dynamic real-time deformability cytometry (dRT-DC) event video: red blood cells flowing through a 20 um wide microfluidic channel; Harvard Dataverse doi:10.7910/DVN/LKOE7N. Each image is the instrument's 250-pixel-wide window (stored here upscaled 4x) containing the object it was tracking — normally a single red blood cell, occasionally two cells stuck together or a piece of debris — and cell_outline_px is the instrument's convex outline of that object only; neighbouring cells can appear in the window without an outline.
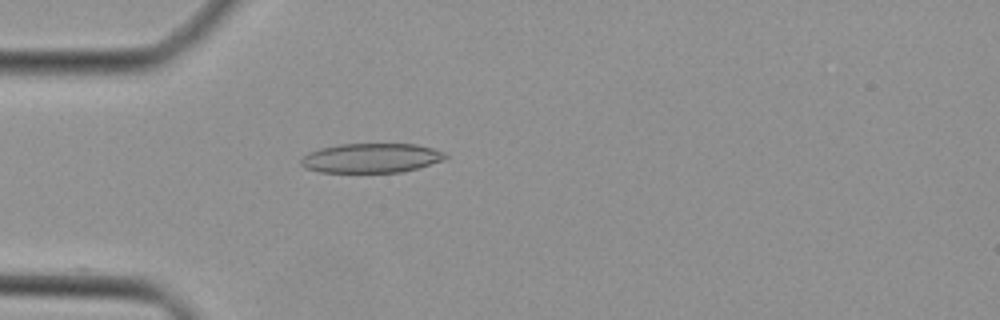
{"species": "Egyptian fruit bat (a non-hibernating species)", "species_latin": "Rousettus aegyptiacus", "temperature_condition": "cold", "stored_images_in_passage": 33, "camera_frame_rate_fps": 3000, "um_per_image_px": 0.085, "animal": {"sex": "female"}, "frame": {"image": 1, "passage_image": 1, "time_ms": 0.0, "image_size_px": [1000, 320], "cell_outline_px": [[448, 156], [444, 160], [416, 168], [400, 172], [320, 172], [304, 168], [300, 164], [300, 160], [308, 152], [320, 148], [340, 144], [416, 144], [432, 148], [444, 152]], "centroid_in_image_um": [31.52, 13.43], "position_along_channel_um": 53.5, "area_um2": 24.74}}
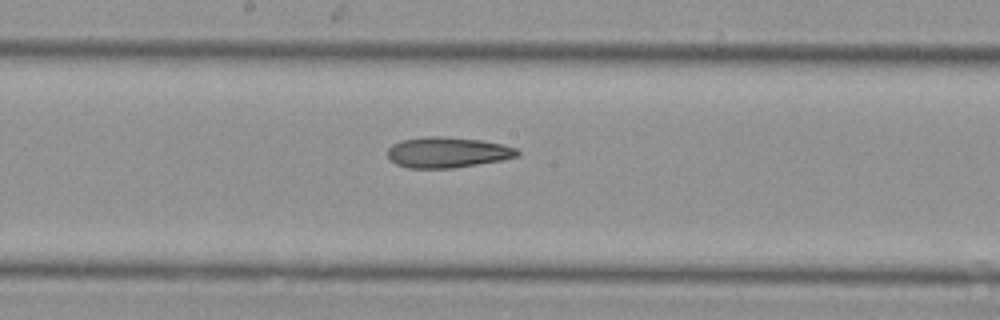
{"frame": {"image": 2, "passage_image": 12, "time_ms": 3.667, "image_size_px": [1000, 320], "cell_outline_px": [[520, 152], [516, 156], [500, 160], [452, 168], [408, 168], [396, 164], [388, 156], [388, 148], [392, 144], [400, 140], [428, 136], [444, 136], [480, 140], [500, 144], [516, 148]], "centroid_in_image_um": [37.98, 12.94], "position_along_channel_um": 210.2, "area_um2": 22.95}}
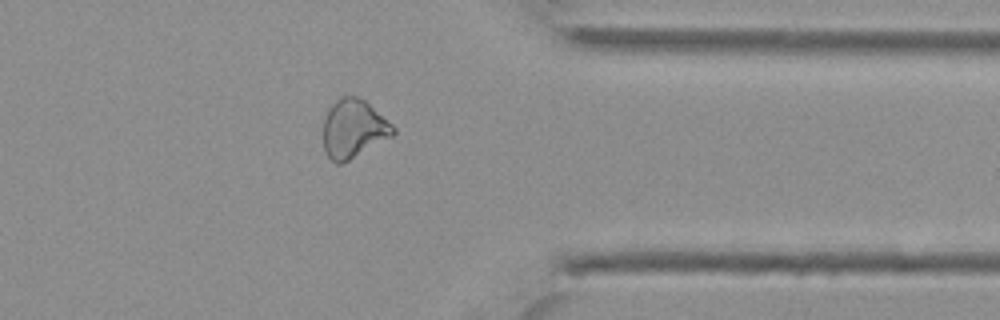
{"frame": {"image": 3, "passage_image": 24, "time_ms": 7.667, "image_size_px": [1000, 320], "cell_outline_px": [[396, 132], [392, 136], [348, 160], [340, 164], [336, 164], [328, 156], [324, 148], [324, 120], [328, 108], [340, 96], [356, 96], [364, 100], [392, 124], [396, 128]], "centroid_in_image_um": [30.04, 10.93], "position_along_channel_um": 381.4, "area_um2": 23.47}}